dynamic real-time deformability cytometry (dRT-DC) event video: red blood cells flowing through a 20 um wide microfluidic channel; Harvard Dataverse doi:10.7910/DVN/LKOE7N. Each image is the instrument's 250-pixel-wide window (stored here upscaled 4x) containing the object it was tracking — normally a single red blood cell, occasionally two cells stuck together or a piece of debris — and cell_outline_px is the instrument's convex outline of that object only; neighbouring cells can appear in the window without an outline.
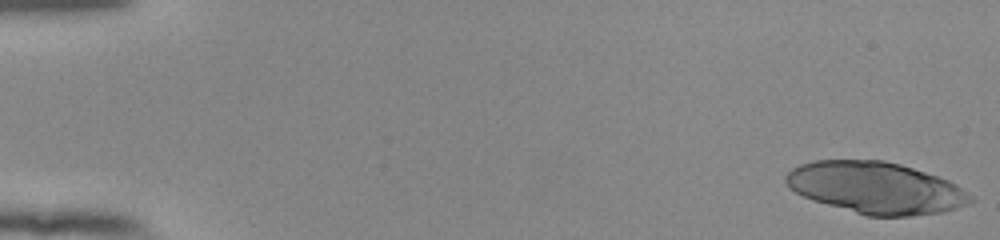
{"species": "human", "species_latin": "Homo sapiens", "temperature_condition": "room temperature", "stored_images_in_passage": 32, "camera_frame_rate_fps": 3000, "um_per_image_px": 0.085, "donor": {"sex": "female"}, "frame": {"image": 1, "passage_image": 1, "time_ms": 0.0, "image_size_px": [1000, 240], "cell_outline_px": [[976, 200], [956, 208], [944, 212], [908, 216], [864, 216], [812, 200], [796, 192], [784, 180], [784, 176], [792, 168], [800, 164], [816, 160], [884, 160], [900, 164], [948, 180], [956, 184], [972, 196]], "centroid_in_image_um": [74.44, 15.97], "position_along_channel_um": 10.6, "area_um2": 55.49}}
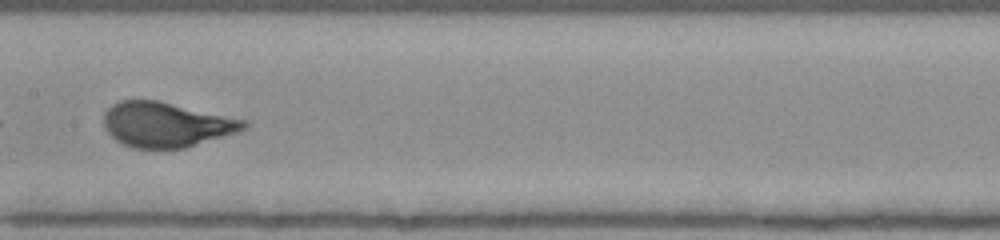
{"frame": {"image": 2, "passage_image": 29, "time_ms": 9.333, "image_size_px": [1000, 240], "cell_outline_px": [[248, 128], [236, 132], [184, 148], [132, 148], [116, 140], [104, 128], [104, 112], [112, 104], [120, 100], [156, 100], [248, 120]], "centroid_in_image_um": [14.12, 10.58], "position_along_channel_um": 193.3, "area_um2": 36.47}}